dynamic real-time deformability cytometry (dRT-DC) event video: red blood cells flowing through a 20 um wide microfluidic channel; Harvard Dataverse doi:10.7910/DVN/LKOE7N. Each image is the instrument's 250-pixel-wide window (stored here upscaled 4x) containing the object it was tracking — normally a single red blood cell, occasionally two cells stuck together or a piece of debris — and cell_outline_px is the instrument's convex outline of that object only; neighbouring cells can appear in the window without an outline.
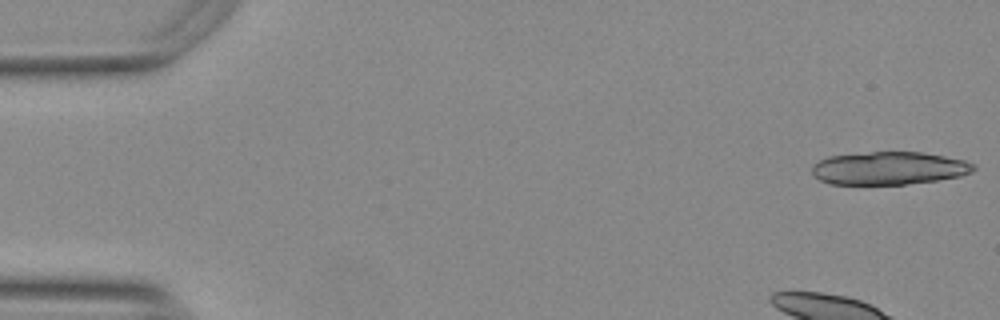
{"species": "Egyptian fruit bat (a non-hibernating species)", "species_latin": "Rousettus aegyptiacus", "temperature_condition": "warm", "stored_images_in_passage": 16, "camera_frame_rate_fps": 3000, "um_per_image_px": 0.085, "animal": {"sex": "female"}, "frame": {"image": 1, "passage_image": 1, "time_ms": 0.0, "image_size_px": [1000, 320], "cell_outline_px": [[976, 168], [972, 172], [960, 176], [936, 180], [904, 184], [832, 184], [820, 180], [812, 172], [812, 164], [828, 156], [872, 152], [924, 152], [964, 160], [976, 164]], "centroid_in_image_um": [75.58, 14.29], "position_along_channel_um": 9.4, "area_um2": 30.92}}